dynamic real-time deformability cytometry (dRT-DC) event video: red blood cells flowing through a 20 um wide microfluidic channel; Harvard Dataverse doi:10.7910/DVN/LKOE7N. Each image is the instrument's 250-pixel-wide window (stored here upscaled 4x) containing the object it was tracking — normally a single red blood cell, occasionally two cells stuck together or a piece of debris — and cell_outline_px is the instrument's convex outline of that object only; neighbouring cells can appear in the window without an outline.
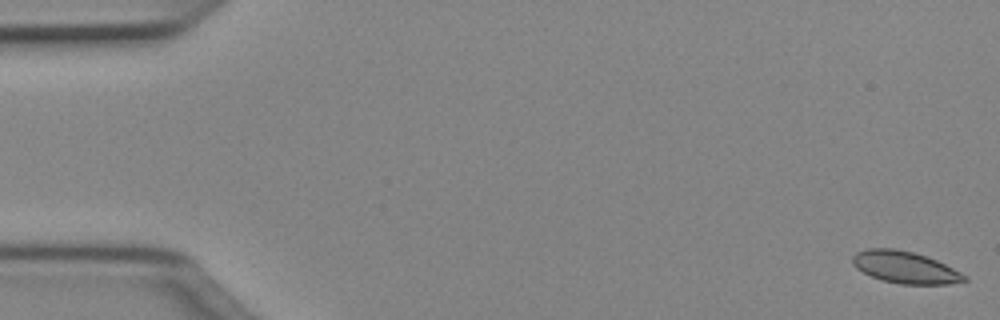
{"species": "Egyptian fruit bat (a non-hibernating species)", "species_latin": "Rousettus aegyptiacus", "temperature_condition": "cold", "stored_images_in_passage": 50, "camera_frame_rate_fps": 3000, "um_per_image_px": 0.085, "animal": {"sex": "female"}, "frame": {"image": 1, "passage_image": 1, "time_ms": 0.0, "image_size_px": [1000, 320], "cell_outline_px": [[968, 280], [948, 284], [900, 284], [880, 280], [856, 268], [852, 264], [852, 256], [856, 252], [868, 248], [892, 248], [912, 252], [936, 260], [968, 276]], "centroid_in_image_um": [76.9, 22.72], "position_along_channel_um": 8.1, "area_um2": 20.69}}
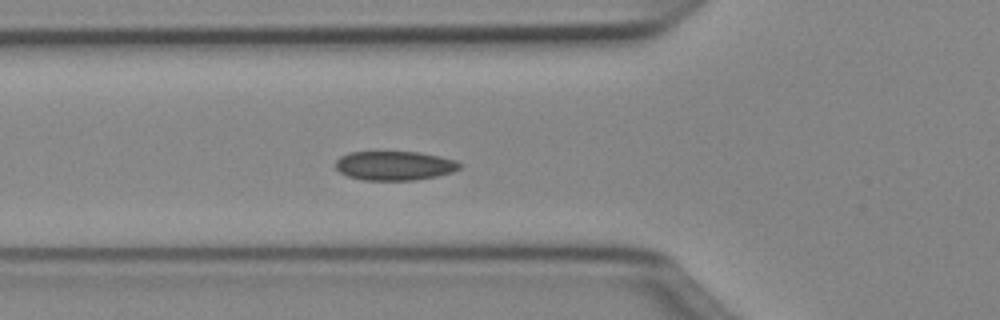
{"frame": {"image": 2, "passage_image": 18, "time_ms": 5.667, "image_size_px": [1000, 320], "cell_outline_px": [[460, 168], [452, 172], [436, 176], [416, 180], [364, 180], [348, 176], [340, 172], [336, 168], [336, 160], [340, 156], [348, 152], [416, 152], [440, 156], [456, 160], [460, 164]], "centroid_in_image_um": [33.52, 14.08], "position_along_channel_um": 92.3, "area_um2": 21.04}}
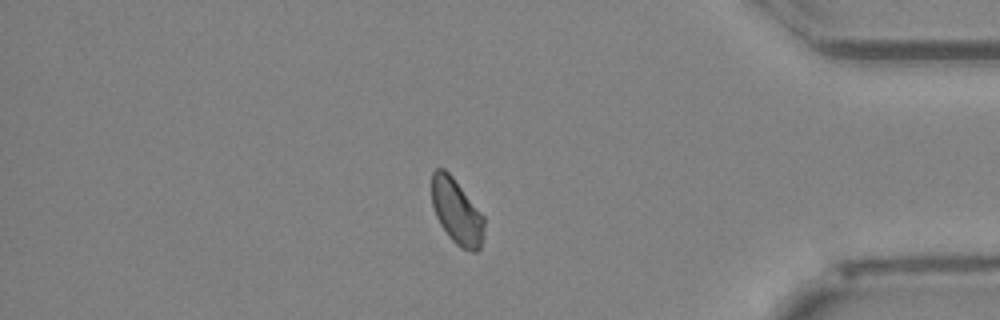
{"frame": {"image": 3, "passage_image": 43, "time_ms": 14.0, "image_size_px": [1000, 320], "cell_outline_px": [[484, 232], [480, 248], [476, 252], [472, 252], [460, 248], [448, 236], [440, 224], [436, 216], [432, 204], [432, 172], [436, 168], [444, 168], [452, 176], [484, 216]], "centroid_in_image_um": [38.82, 18.0], "position_along_channel_um": 396.4, "area_um2": 19.94}, "authors_computed_cell_mechanics": {"area_um2": 20.6924, "velocity_mm_per_s": 4.0113, "shape_relaxation_time_tau1_ms": 8.4079, "shape_relaxation_time_tau2_ms": 8.2465, "deformation_change_tau1": 0.1038, "deformation_change_tau2": 0.0981}}